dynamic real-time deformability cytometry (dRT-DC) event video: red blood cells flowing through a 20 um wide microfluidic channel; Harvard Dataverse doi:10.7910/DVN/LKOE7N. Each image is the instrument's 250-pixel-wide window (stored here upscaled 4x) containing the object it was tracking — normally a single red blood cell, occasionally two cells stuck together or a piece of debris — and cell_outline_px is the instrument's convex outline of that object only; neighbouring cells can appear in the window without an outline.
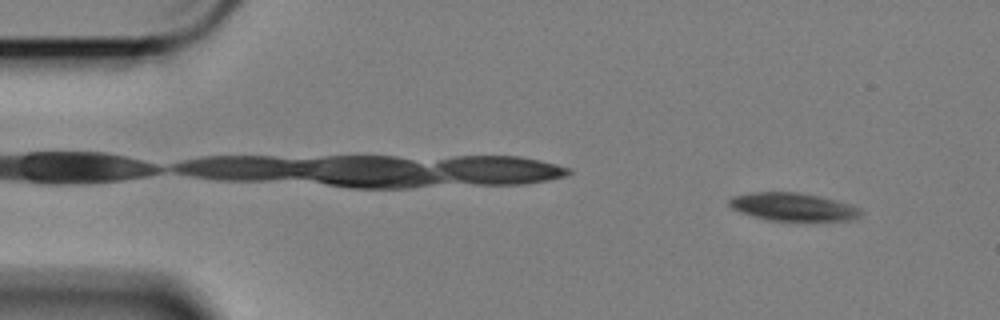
{"species": "Egyptian fruit bat (a non-hibernating species)", "species_latin": "Rousettus aegyptiacus", "temperature_condition": "cold", "stored_images_in_passage": 60, "camera_frame_rate_fps": 3000, "um_per_image_px": 0.085, "animal": {"sex": "female"}, "frame": {"image": 1, "passage_image": 5, "time_ms": 1.333, "image_size_px": [1000, 320], "cell_outline_px": [[864, 212], [860, 216], [852, 220], [768, 220], [752, 216], [740, 212], [732, 208], [728, 204], [728, 200], [732, 196], [752, 192], [796, 192], [820, 196], [852, 204], [860, 208]], "centroid_in_image_um": [67.42, 17.57], "position_along_channel_um": 17.6, "area_um2": 21.5}}
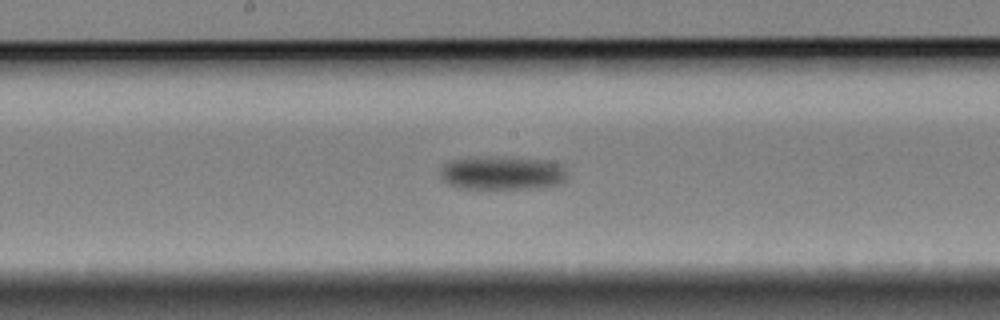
{"frame": {"image": 2, "passage_image": 30, "time_ms": 9.667, "image_size_px": [1000, 320], "cell_outline_px": [[568, 176], [560, 184], [540, 188], [460, 188], [448, 184], [440, 176], [440, 172], [444, 164], [452, 160], [468, 156], [504, 156], [548, 160], [564, 168], [568, 172]], "centroid_in_image_um": [42.68, 14.68], "position_along_channel_um": 205.5, "area_um2": 25.32}}
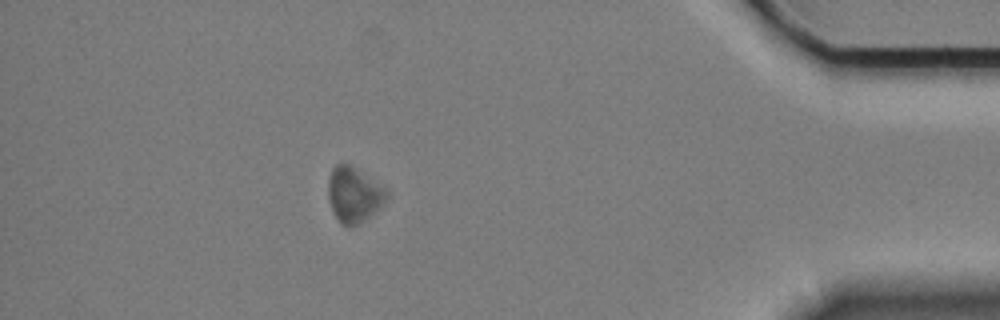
{"frame": {"image": 3, "passage_image": 52, "time_ms": 17.0, "image_size_px": [1000, 320], "cell_outline_px": [[388, 196], [368, 216], [356, 224], [348, 228], [336, 216], [332, 208], [328, 196], [328, 180], [332, 168], [336, 164], [348, 164], [356, 168], [384, 188], [388, 192]], "centroid_in_image_um": [30.03, 16.51], "position_along_channel_um": 405.2, "area_um2": 17.98}}